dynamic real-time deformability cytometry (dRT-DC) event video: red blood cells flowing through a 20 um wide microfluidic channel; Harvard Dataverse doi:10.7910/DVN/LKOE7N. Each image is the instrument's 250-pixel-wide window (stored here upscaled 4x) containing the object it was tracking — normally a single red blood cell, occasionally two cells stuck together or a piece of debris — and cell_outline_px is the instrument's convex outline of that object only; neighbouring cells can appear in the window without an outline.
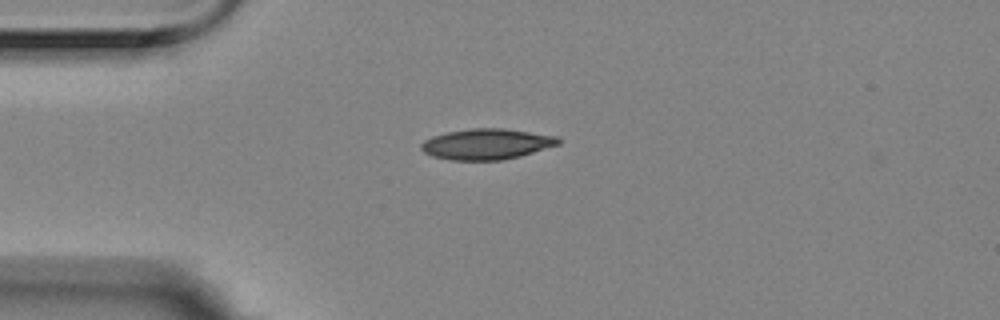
{"species": "Egyptian fruit bat (a non-hibernating species)", "species_latin": "Rousettus aegyptiacus", "temperature_condition": "room temperature", "stored_images_in_passage": 5, "camera_frame_rate_fps": 3000, "um_per_image_px": 0.085, "animal": {"sex": "female"}, "frame": {"image": 1, "passage_image": 1, "time_ms": 0.0, "image_size_px": [1000, 320], "cell_outline_px": [[560, 144], [520, 156], [500, 160], [448, 160], [432, 156], [424, 152], [420, 148], [420, 144], [424, 140], [432, 136], [448, 132], [472, 128], [504, 128], [556, 136], [560, 140]], "centroid_in_image_um": [41.33, 12.25], "position_along_channel_um": 43.7, "area_um2": 24.51}}
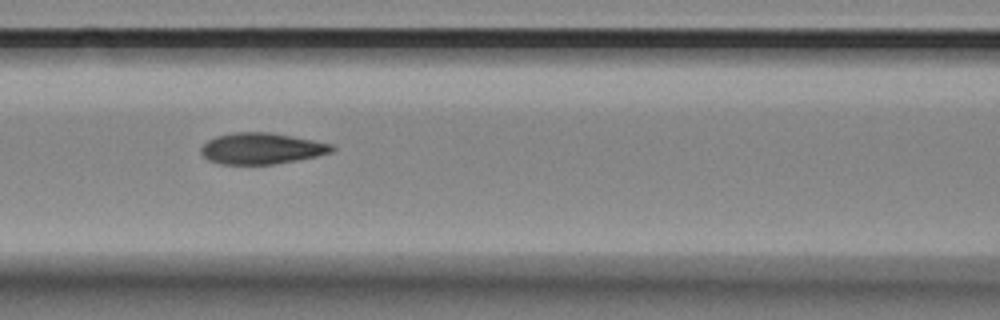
{"frame": {"image": 2, "passage_image": 4, "time_ms": 1.0, "image_size_px": [1000, 320], "cell_outline_px": [[336, 148], [332, 152], [316, 156], [276, 164], [220, 164], [208, 160], [200, 152], [200, 148], [208, 140], [216, 136], [236, 132], [268, 132], [292, 136], [332, 144]], "centroid_in_image_um": [22.22, 12.62], "position_along_channel_um": 144.4, "area_um2": 23.7}}
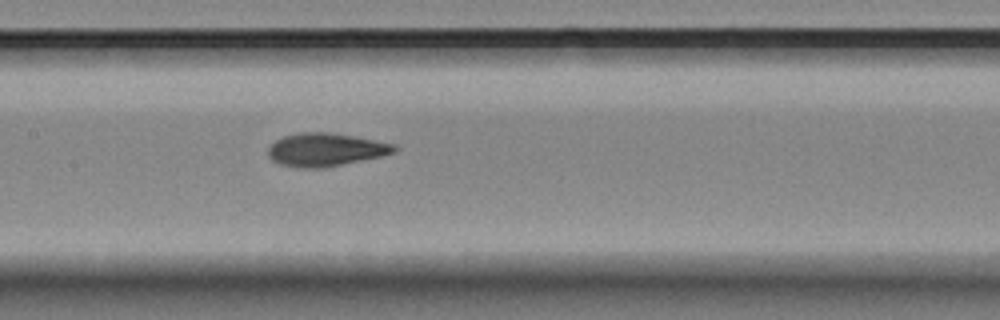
{"frame": {"image": 3, "passage_image": 5, "time_ms": 1.333, "image_size_px": [1000, 320], "cell_outline_px": [[400, 148], [396, 152], [380, 156], [324, 168], [300, 168], [280, 164], [272, 160], [268, 156], [268, 148], [276, 140], [284, 136], [300, 132], [328, 132], [352, 136], [396, 144]], "centroid_in_image_um": [27.68, 12.72], "position_along_channel_um": 179.7, "area_um2": 24.28}}